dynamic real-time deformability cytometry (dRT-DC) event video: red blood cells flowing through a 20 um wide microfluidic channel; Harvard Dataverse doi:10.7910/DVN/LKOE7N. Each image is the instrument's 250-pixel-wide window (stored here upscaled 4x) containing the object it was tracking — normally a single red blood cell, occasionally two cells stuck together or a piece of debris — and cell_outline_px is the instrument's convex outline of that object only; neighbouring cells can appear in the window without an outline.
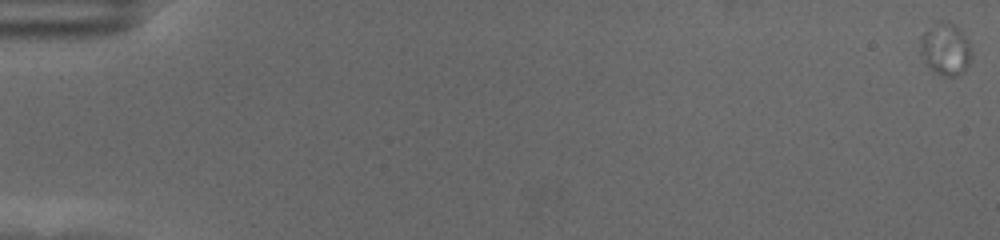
{"species": "human", "species_latin": "Homo sapiens", "temperature_condition": "cold", "stored_images_in_passage": 48, "camera_frame_rate_fps": 3000, "um_per_image_px": 0.085, "donor": {"sex": "female"}, "frame": {"image": 1, "passage_image": 1, "time_ms": 0.0, "image_size_px": [1000, 240], "cell_outline_px": [[972, 60], [964, 72], [956, 76], [940, 76], [928, 68], [920, 52], [920, 36], [932, 20], [948, 20], [960, 28], [968, 40], [972, 52]], "centroid_in_image_um": [80.36, 4.13], "position_along_channel_um": 4.6, "area_um2": 16.47}}